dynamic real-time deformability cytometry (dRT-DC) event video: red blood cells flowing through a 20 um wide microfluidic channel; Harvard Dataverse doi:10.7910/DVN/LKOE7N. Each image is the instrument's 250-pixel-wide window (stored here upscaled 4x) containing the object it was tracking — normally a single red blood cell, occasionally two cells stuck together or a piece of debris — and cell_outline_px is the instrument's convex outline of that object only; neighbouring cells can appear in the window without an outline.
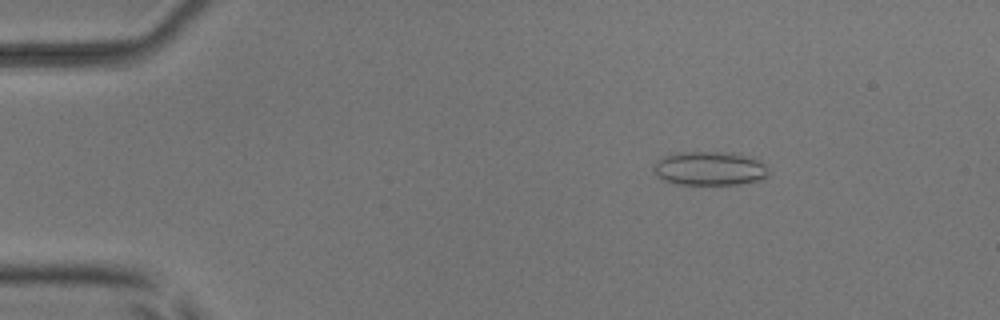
{"species": "common noctule bat (a hibernating species)", "species_latin": "Nyctalus noctula", "temperature_condition": "room temperature", "stored_images_in_passage": 5, "camera_frame_rate_fps": 3000, "um_per_image_px": 0.085, "animal": {"sex": "male", "body_mass_g": 17.9, "forearm_length_mm": 54.2}, "frame": {"image": 1, "passage_image": 2, "time_ms": 1.333, "image_size_px": [1000, 320], "cell_outline_px": [[768, 176], [760, 180], [740, 184], [676, 184], [664, 180], [652, 168], [656, 160], [664, 156], [676, 152], [728, 152], [752, 156], [768, 164]], "centroid_in_image_um": [60.38, 14.3], "position_along_channel_um": 24.6, "area_um2": 23.0}}